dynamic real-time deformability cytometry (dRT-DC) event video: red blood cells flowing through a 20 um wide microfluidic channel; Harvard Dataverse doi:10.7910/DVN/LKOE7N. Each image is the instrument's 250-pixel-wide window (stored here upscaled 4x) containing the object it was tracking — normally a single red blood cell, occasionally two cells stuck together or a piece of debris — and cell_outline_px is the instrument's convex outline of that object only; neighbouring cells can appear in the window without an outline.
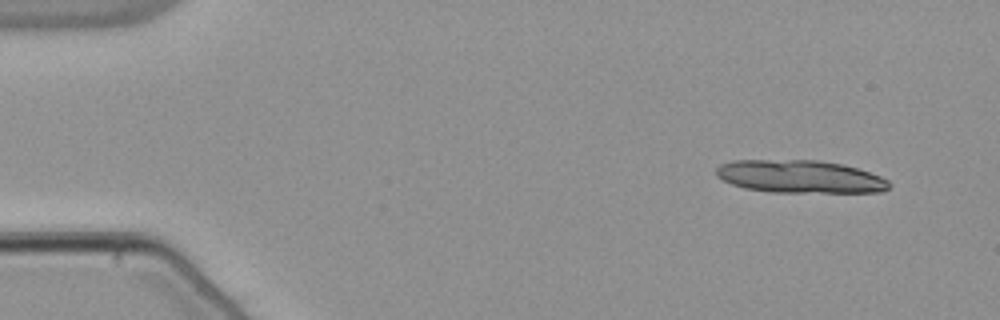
{"species": "common noctule bat (a hibernating species)", "species_latin": "Nyctalus noctula", "temperature_condition": "warm", "stored_images_in_passage": 12, "camera_frame_rate_fps": 3000, "um_per_image_px": 0.085, "animal": {"sex": "male", "body_mass_g": 21.5, "forearm_length_mm": 52.0}, "frame": {"image": 1, "passage_image": 1, "time_ms": 0.0, "image_size_px": [1000, 320], "cell_outline_px": [[892, 184], [888, 188], [880, 192], [768, 192], [744, 188], [732, 184], [716, 176], [716, 168], [720, 164], [732, 160], [820, 160], [844, 164], [880, 176], [888, 180]], "centroid_in_image_um": [67.98, 15.01], "position_along_channel_um": 17.0, "area_um2": 33.18}}